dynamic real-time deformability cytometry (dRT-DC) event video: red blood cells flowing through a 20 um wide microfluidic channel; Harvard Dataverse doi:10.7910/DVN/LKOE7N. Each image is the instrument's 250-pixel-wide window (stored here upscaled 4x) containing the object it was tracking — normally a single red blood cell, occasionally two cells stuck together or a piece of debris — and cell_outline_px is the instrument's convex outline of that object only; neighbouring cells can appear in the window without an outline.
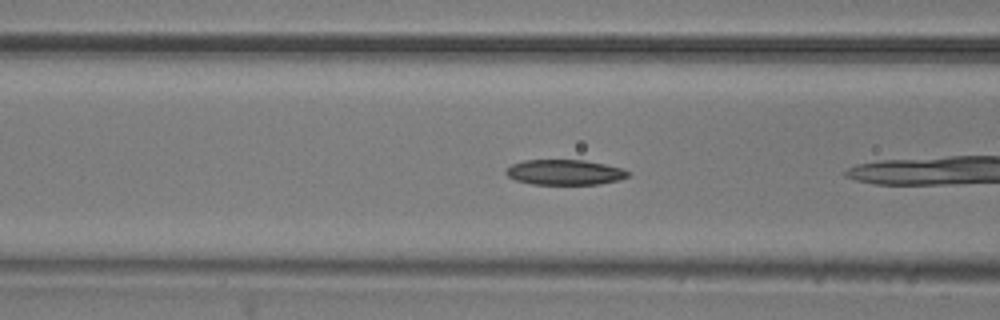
{"species": "common noctule bat (a hibernating species)", "species_latin": "Nyctalus noctula", "temperature_condition": "room temperature", "stored_images_in_passage": 6, "camera_frame_rate_fps": 3000, "um_per_image_px": 0.085, "animal": {"sex": "male", "body_mass_g": 20.5, "forearm_length_mm": 52.5}, "frame": {"image": 1, "passage_image": 5, "time_ms": 1.333, "image_size_px": [1000, 320], "cell_outline_px": [[628, 176], [616, 180], [600, 184], [532, 184], [516, 180], [508, 176], [504, 172], [512, 164], [524, 160], [584, 160], [624, 168], [628, 172]], "centroid_in_image_um": [47.98, 14.64], "position_along_channel_um": 118.6, "area_um2": 17.8}}